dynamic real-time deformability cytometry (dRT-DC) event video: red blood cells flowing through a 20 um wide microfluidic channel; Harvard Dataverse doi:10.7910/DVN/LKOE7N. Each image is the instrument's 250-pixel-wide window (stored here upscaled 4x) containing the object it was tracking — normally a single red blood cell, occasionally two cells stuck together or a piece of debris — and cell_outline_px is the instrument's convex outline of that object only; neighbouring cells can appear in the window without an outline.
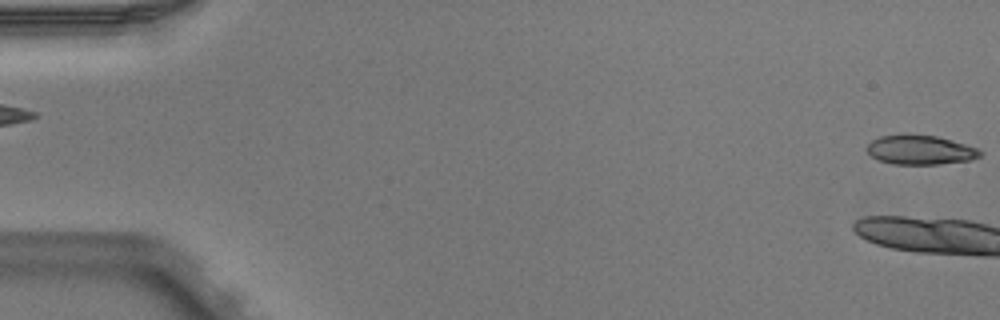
{"species": "Egyptian fruit bat (a non-hibernating species)", "species_latin": "Rousettus aegyptiacus", "temperature_condition": "warm", "stored_images_in_passage": 3, "camera_frame_rate_fps": 3000, "um_per_image_px": 0.085, "animal": {"sex": "male"}, "frame": {"image": 1, "passage_image": 1, "time_ms": 0.0, "image_size_px": [1000, 320], "cell_outline_px": [[984, 152], [980, 156], [972, 160], [936, 164], [892, 164], [880, 160], [872, 156], [864, 148], [872, 140], [880, 136], [936, 136], [952, 140], [976, 148]], "centroid_in_image_um": [78.23, 12.77], "position_along_channel_um": 6.8, "area_um2": 18.9}}